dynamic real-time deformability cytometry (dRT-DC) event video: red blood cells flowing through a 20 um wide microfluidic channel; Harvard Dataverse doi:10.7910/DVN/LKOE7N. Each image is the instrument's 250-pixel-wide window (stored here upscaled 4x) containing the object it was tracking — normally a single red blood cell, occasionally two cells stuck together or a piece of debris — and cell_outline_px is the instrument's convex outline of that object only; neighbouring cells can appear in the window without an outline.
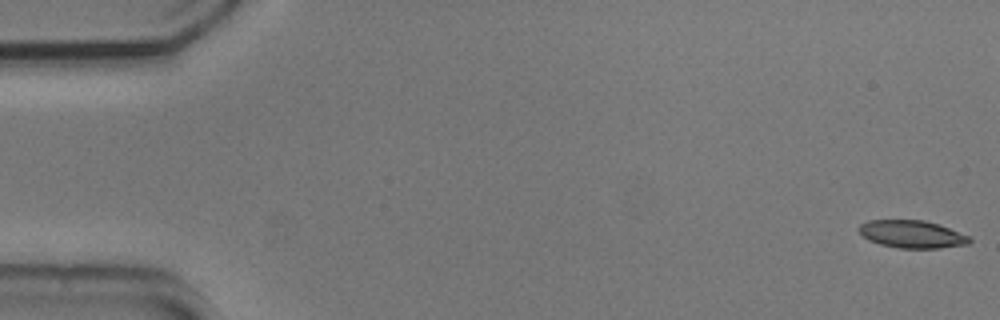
{"species": "common noctule bat (a hibernating species)", "species_latin": "Nyctalus noctula", "temperature_condition": "cold", "stored_images_in_passage": 54, "camera_frame_rate_fps": 3000, "um_per_image_px": 0.085, "animal": {"sex": "male", "body_mass_g": 20.5, "forearm_length_mm": 52.5}, "frame": {"image": 1, "passage_image": 1, "time_ms": 0.0, "image_size_px": [1000, 320], "cell_outline_px": [[972, 240], [968, 244], [940, 248], [900, 248], [880, 244], [868, 240], [856, 228], [860, 224], [868, 220], [924, 220], [948, 228], [968, 236]], "centroid_in_image_um": [77.48, 19.9], "position_along_channel_um": 7.5, "area_um2": 17.63}}
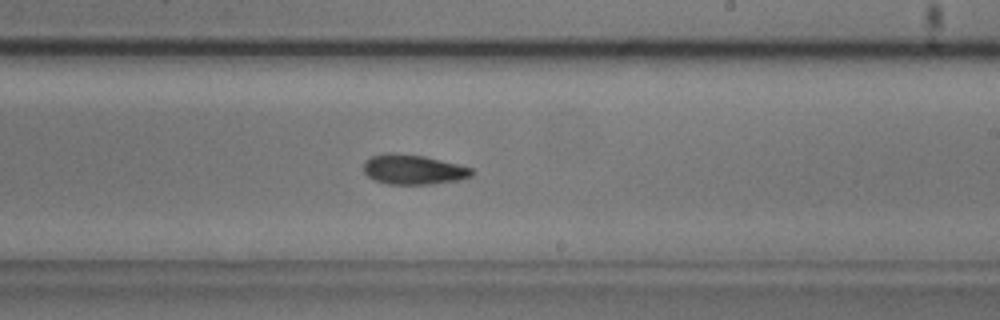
{"frame": {"image": 2, "passage_image": 32, "time_ms": 10.333, "image_size_px": [1000, 320], "cell_outline_px": [[472, 176], [460, 180], [432, 184], [388, 184], [372, 180], [364, 172], [364, 160], [372, 156], [384, 152], [392, 152], [424, 156], [472, 168]], "centroid_in_image_um": [35.08, 14.41], "position_along_channel_um": 253.9, "area_um2": 18.9}}
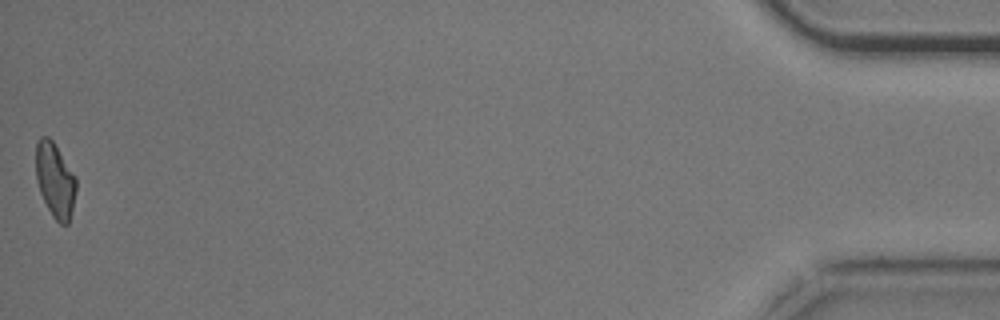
{"frame": {"image": 3, "passage_image": 54, "time_ms": 17.667, "image_size_px": [1000, 320], "cell_outline_px": [[76, 192], [68, 224], [60, 224], [52, 216], [40, 192], [36, 180], [36, 140], [40, 136], [48, 136], [52, 140], [76, 176]], "centroid_in_image_um": [4.67, 15.29], "position_along_channel_um": 430.5, "area_um2": 17.51}, "authors_computed_cell_mechanics": {"area_um2": 18.496, "velocity_mm_per_s": 3.729, "shape_relaxation_time_tau1_ms": null, "shape_relaxation_time_tau2_ms": 4.873, "deformation_change_tau1": null, "deformation_change_tau2": 0.1102}}